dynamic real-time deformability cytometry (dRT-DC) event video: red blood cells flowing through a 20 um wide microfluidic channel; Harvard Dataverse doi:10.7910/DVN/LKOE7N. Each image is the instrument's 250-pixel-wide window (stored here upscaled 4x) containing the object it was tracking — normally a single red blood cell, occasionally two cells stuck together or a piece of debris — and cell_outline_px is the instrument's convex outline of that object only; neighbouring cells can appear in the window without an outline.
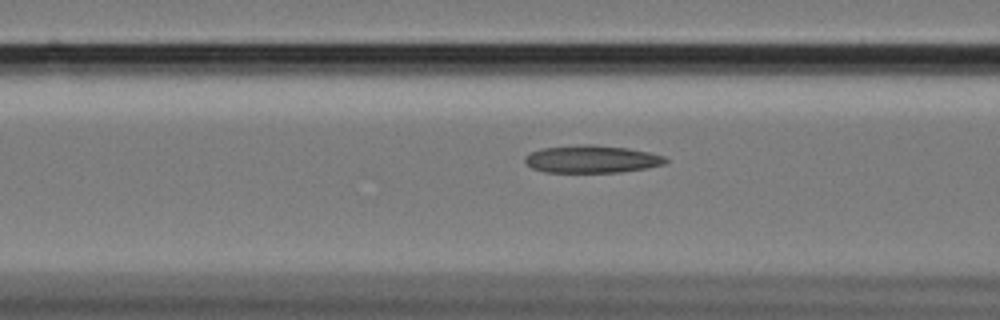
{"species": "Egyptian fruit bat (a non-hibernating species)", "species_latin": "Rousettus aegyptiacus", "temperature_condition": "cold", "stored_images_in_passage": 58, "camera_frame_rate_fps": 3000, "um_per_image_px": 0.085, "animal": {"sex": "female"}, "frame": {"image": 1, "passage_image": 23, "time_ms": 7.333, "image_size_px": [1000, 320], "cell_outline_px": [[668, 160], [664, 164], [648, 168], [620, 172], [544, 172], [532, 168], [524, 160], [524, 156], [532, 152], [544, 148], [584, 144], [592, 144], [628, 148], [648, 152], [664, 156]], "centroid_in_image_um": [50.31, 13.53], "position_along_channel_um": 116.3, "area_um2": 22.48}}
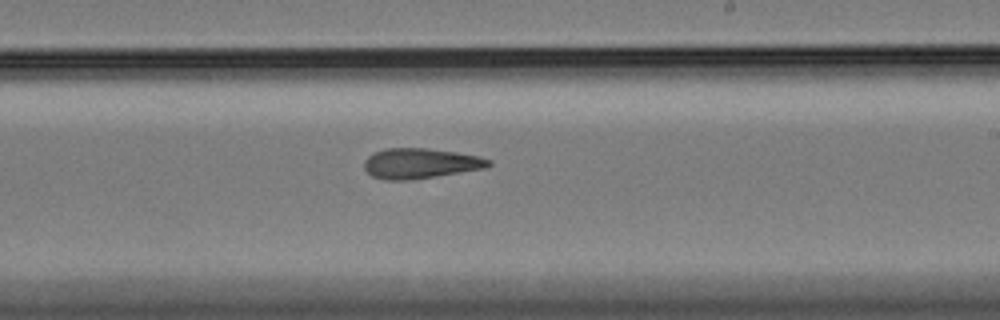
{"frame": {"image": 2, "passage_image": 35, "time_ms": 11.333, "image_size_px": [1000, 320], "cell_outline_px": [[492, 164], [488, 168], [436, 176], [408, 180], [384, 180], [372, 176], [364, 168], [364, 160], [368, 156], [384, 148], [428, 148], [456, 152], [480, 156], [492, 160]], "centroid_in_image_um": [35.76, 13.88], "position_along_channel_um": 253.2, "area_um2": 22.08}}
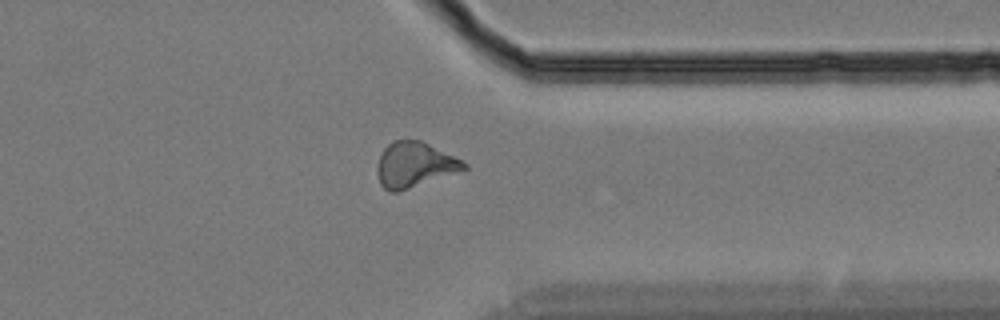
{"frame": {"image": 3, "passage_image": 46, "time_ms": 15.0, "image_size_px": [1000, 320], "cell_outline_px": [[468, 168], [396, 192], [388, 192], [380, 184], [376, 172], [376, 168], [380, 156], [384, 148], [392, 140], [420, 140], [468, 164]], "centroid_in_image_um": [35.17, 14.0], "position_along_channel_um": 376.2, "area_um2": 22.31}, "authors_computed_cell_mechanics": {"area_um2": 22.1952, "velocity_mm_per_s": 3.4188, "shape_relaxation_time_tau1_ms": 7.6252, "shape_relaxation_time_tau2_ms": 5.0784, "deformation_change_tau1": 0.1859, "deformation_change_tau2": 0.1565}}